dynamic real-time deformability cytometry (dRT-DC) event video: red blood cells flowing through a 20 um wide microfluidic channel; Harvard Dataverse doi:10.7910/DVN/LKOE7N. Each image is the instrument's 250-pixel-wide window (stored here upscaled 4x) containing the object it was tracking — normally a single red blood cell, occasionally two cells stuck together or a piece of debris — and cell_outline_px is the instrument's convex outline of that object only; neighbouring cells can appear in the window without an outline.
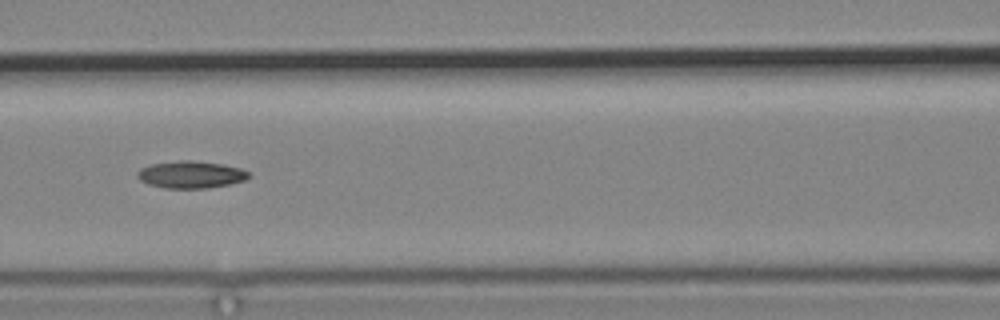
{"species": "common noctule bat (a hibernating species)", "species_latin": "Nyctalus noctula", "temperature_condition": "cold", "stored_images_in_passage": 9, "camera_frame_rate_fps": 3000, "um_per_image_px": 0.085, "animal": {"sex": "male", "body_mass_g": 19.2, "forearm_length_mm": 51.8}, "frame": {"image": 1, "passage_image": 7, "time_ms": 7.0, "image_size_px": [1000, 320], "cell_outline_px": [[248, 176], [244, 180], [228, 184], [208, 188], [164, 188], [148, 184], [140, 180], [136, 176], [136, 172], [140, 168], [148, 164], [180, 160], [192, 160], [224, 164], [240, 168], [248, 172]], "centroid_in_image_um": [16.15, 14.83], "position_along_channel_um": 150.4, "area_um2": 17.69}}
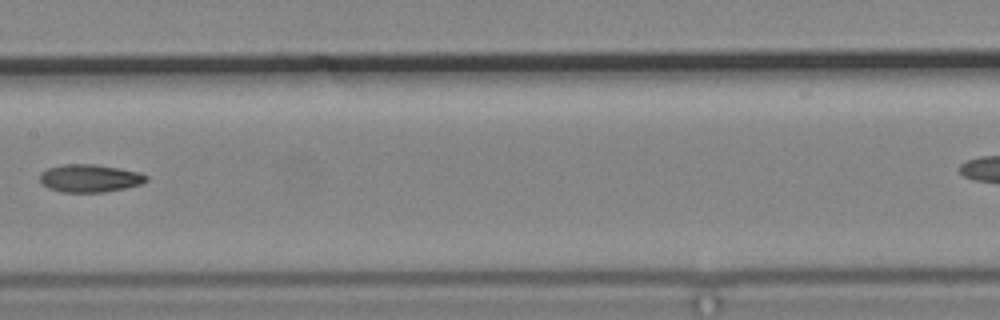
{"frame": {"image": 2, "passage_image": 8, "time_ms": 8.333, "image_size_px": [1000, 320], "cell_outline_px": [[148, 180], [140, 184], [124, 188], [104, 192], [64, 192], [48, 188], [40, 180], [40, 172], [48, 168], [64, 164], [96, 164], [120, 168], [140, 172], [148, 176]], "centroid_in_image_um": [7.64, 15.14], "position_along_channel_um": 199.8, "area_um2": 17.22}}
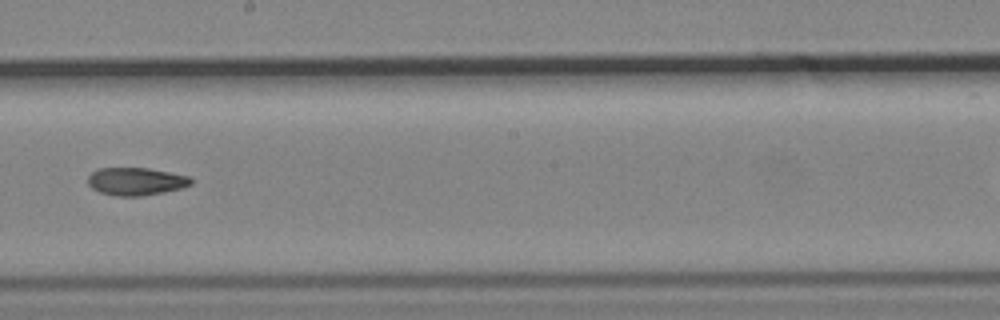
{"frame": {"image": 3, "passage_image": 9, "time_ms": 9.333, "image_size_px": [1000, 320], "cell_outline_px": [[192, 184], [180, 188], [164, 192], [140, 196], [116, 196], [100, 192], [92, 188], [88, 184], [88, 176], [96, 168], [148, 168], [192, 176]], "centroid_in_image_um": [11.56, 15.41], "position_along_channel_um": 236.6, "area_um2": 16.76}}